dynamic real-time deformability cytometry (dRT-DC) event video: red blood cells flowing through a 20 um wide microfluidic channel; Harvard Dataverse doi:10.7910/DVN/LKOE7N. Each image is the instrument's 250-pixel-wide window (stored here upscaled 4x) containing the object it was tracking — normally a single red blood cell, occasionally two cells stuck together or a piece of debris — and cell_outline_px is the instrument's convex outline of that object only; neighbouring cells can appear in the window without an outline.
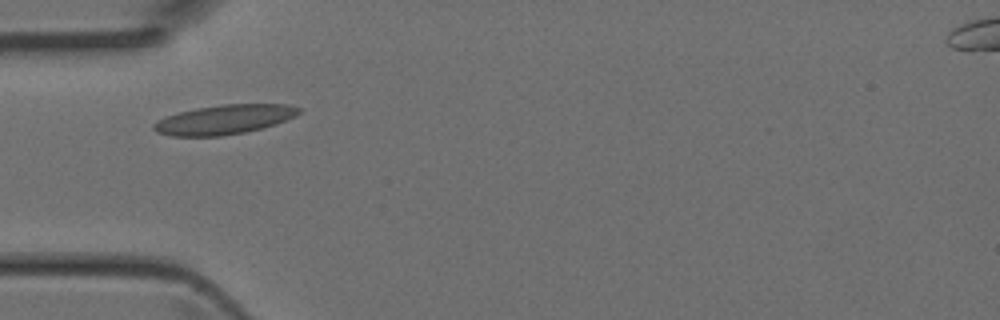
{"species": "Egyptian fruit bat (a non-hibernating species)", "species_latin": "Rousettus aegyptiacus", "temperature_condition": "room temperature", "stored_images_in_passage": 2, "camera_frame_rate_fps": 3000, "um_per_image_px": 0.085, "animal": {"sex": "female"}, "frame": {"image": 1, "passage_image": 2, "time_ms": 0.333, "image_size_px": [1000, 320], "cell_outline_px": [[304, 108], [296, 116], [276, 124], [244, 132], [220, 136], [172, 136], [156, 132], [152, 128], [152, 124], [156, 120], [180, 112], [196, 108], [220, 104], [288, 104]], "centroid_in_image_um": [19.08, 10.15], "position_along_channel_um": 65.9, "area_um2": 24.97}}